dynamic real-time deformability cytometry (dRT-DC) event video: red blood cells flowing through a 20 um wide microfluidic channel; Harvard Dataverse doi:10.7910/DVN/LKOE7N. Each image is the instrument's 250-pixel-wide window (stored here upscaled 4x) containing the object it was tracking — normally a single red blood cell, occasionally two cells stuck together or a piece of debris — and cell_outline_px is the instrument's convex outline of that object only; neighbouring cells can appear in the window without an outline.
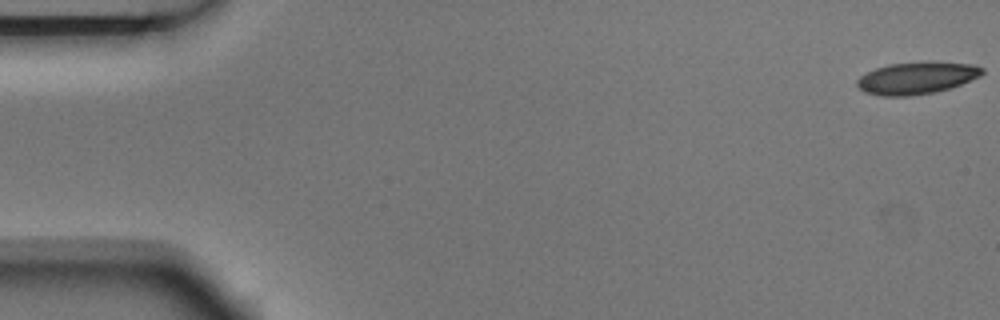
{"species": "Egyptian fruit bat (a non-hibernating species)", "species_latin": "Rousettus aegyptiacus", "temperature_condition": "room temperature", "stored_images_in_passage": 4, "camera_frame_rate_fps": 3000, "um_per_image_px": 0.085, "animal": {"sex": "male"}, "frame": {"image": 1, "passage_image": 1, "time_ms": 0.0, "image_size_px": [1000, 320], "cell_outline_px": [[984, 72], [980, 76], [960, 84], [936, 92], [908, 96], [880, 96], [864, 92], [856, 84], [856, 80], [860, 76], [876, 68], [888, 64], [924, 60], [932, 60], [976, 64], [984, 68]], "centroid_in_image_um": [77.94, 6.59], "position_along_channel_um": 7.1, "area_um2": 23.93}}
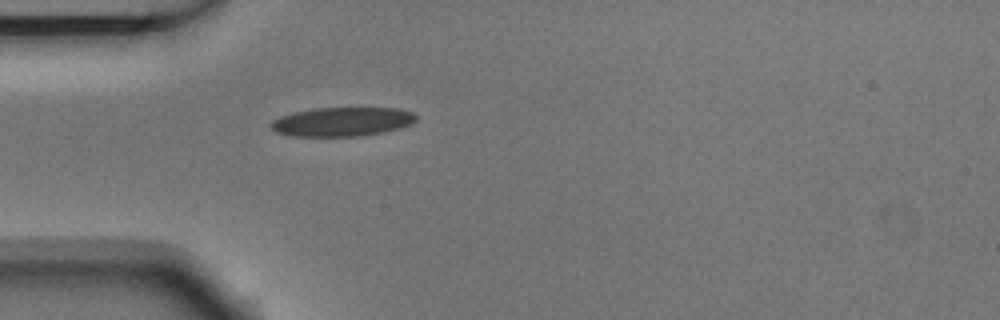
{"frame": {"image": 2, "passage_image": 4, "time_ms": 1.0, "image_size_px": [1000, 320], "cell_outline_px": [[416, 120], [412, 124], [400, 128], [384, 132], [360, 136], [292, 136], [276, 132], [268, 124], [272, 120], [280, 116], [292, 112], [312, 108], [400, 108], [412, 112], [416, 116]], "centroid_in_image_um": [29.07, 10.34], "position_along_channel_um": 55.9, "area_um2": 24.8}}